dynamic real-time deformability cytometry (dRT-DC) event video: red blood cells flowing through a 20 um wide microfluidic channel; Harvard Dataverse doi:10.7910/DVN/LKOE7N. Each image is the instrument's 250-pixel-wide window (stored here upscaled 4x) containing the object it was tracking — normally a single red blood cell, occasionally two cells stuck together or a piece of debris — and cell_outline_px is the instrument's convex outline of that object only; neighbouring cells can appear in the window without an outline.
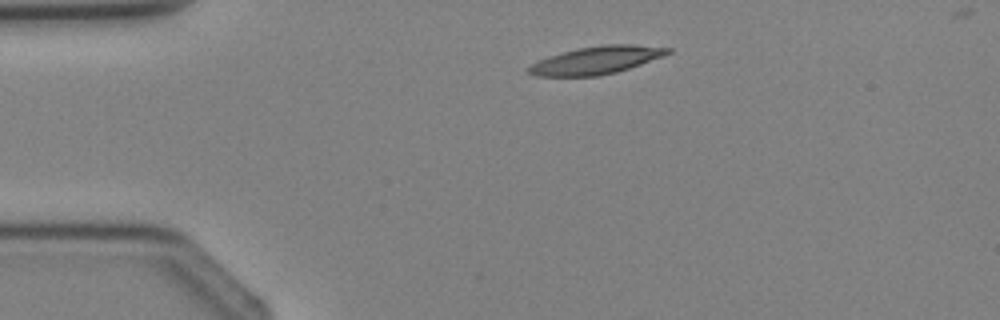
{"species": "Egyptian fruit bat (a non-hibernating species)", "species_latin": "Rousettus aegyptiacus", "temperature_condition": "cold", "stored_images_in_passage": 2, "camera_frame_rate_fps": 3000, "um_per_image_px": 0.085, "animal": {"sex": "female"}, "frame": {"image": 1, "passage_image": 1, "time_ms": 0.0, "image_size_px": [1000, 320], "cell_outline_px": [[672, 52], [664, 56], [616, 72], [596, 76], [536, 76], [528, 72], [528, 68], [532, 64], [548, 56], [580, 48], [604, 44], [632, 44], [672, 48]], "centroid_in_image_um": [50.73, 5.11], "position_along_channel_um": 34.3, "area_um2": 22.2}}